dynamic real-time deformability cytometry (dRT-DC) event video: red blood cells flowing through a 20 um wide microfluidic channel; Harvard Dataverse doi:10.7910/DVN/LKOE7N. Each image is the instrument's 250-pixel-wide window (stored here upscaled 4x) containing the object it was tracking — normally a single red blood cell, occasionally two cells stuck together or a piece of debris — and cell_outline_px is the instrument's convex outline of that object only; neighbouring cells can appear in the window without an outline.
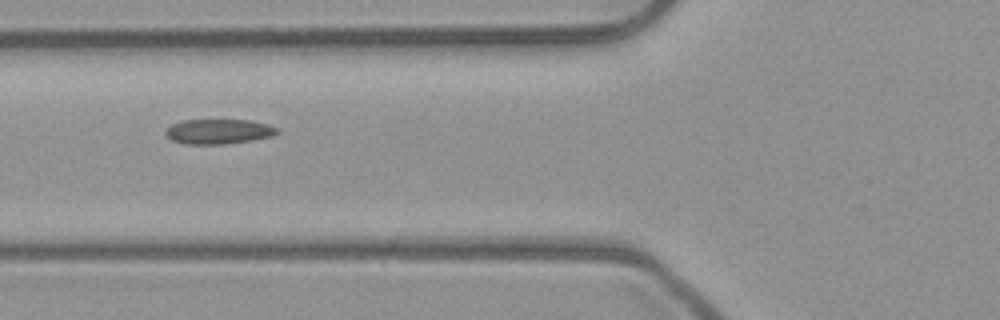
{"species": "common noctule bat (a hibernating species)", "species_latin": "Nyctalus noctula", "temperature_condition": "room temperature", "stored_images_in_passage": 5, "camera_frame_rate_fps": 3000, "um_per_image_px": 0.085, "animal": {"sex": "male", "body_mass_g": 23.1, "forearm_length_mm": 52.7}, "frame": {"image": 1, "passage_image": 3, "time_ms": 0.667, "image_size_px": [1000, 320], "cell_outline_px": [[280, 132], [272, 136], [252, 140], [224, 144], [184, 144], [172, 140], [164, 132], [172, 124], [180, 120], [248, 120], [264, 124], [276, 128]], "centroid_in_image_um": [18.54, 11.18], "position_along_channel_um": 107.3, "area_um2": 16.01}}
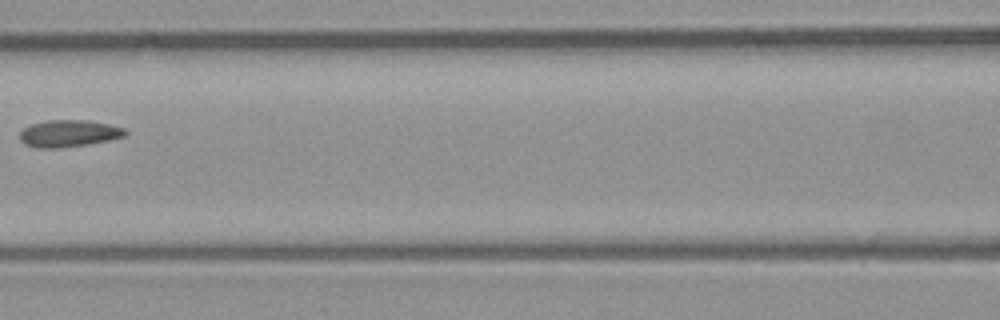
{"frame": {"image": 2, "passage_image": 4, "time_ms": 1.0, "image_size_px": [1000, 320], "cell_outline_px": [[128, 132], [124, 136], [108, 140], [88, 144], [60, 148], [36, 148], [24, 144], [20, 140], [20, 132], [24, 128], [32, 124], [48, 120], [88, 120], [108, 124], [124, 128]], "centroid_in_image_um": [5.83, 11.35], "position_along_channel_um": 160.8, "area_um2": 16.53}}
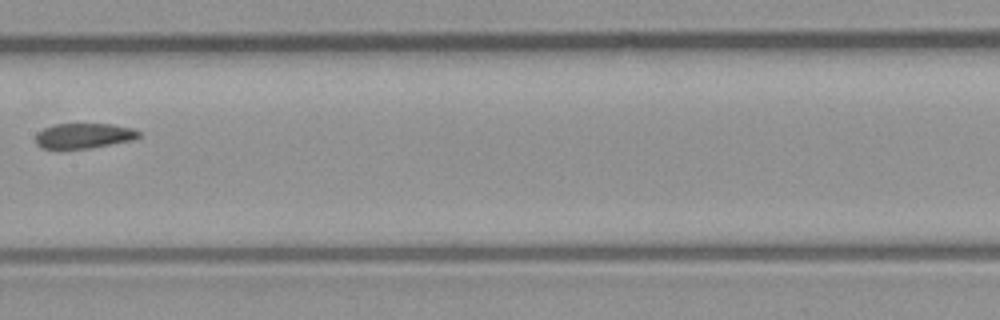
{"frame": {"image": 3, "passage_image": 5, "time_ms": 1.333, "image_size_px": [1000, 320], "cell_outline_px": [[140, 136], [132, 140], [92, 148], [40, 148], [36, 144], [36, 132], [44, 128], [56, 124], [112, 124], [132, 128], [140, 132]], "centroid_in_image_um": [7.12, 11.54], "position_along_channel_um": 200.3, "area_um2": 15.09}}